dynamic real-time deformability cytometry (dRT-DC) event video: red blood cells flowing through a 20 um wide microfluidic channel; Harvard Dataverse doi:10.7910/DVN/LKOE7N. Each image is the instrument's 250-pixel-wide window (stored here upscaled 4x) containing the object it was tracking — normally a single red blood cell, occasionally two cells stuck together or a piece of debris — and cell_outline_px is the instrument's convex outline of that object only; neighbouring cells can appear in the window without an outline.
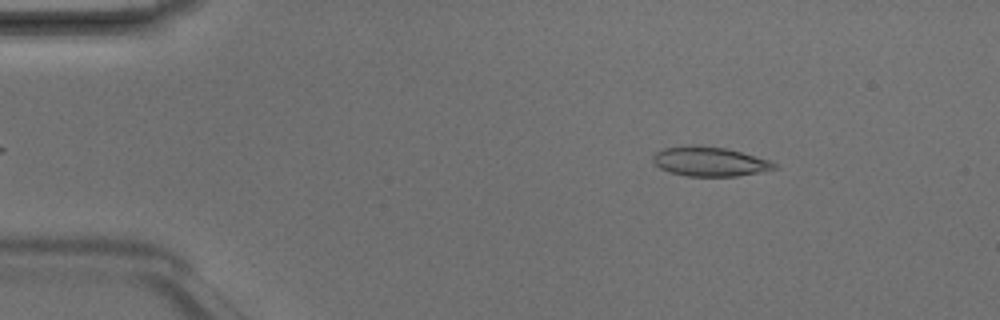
{"species": "Egyptian fruit bat (a non-hibernating species)", "species_latin": "Rousettus aegyptiacus", "temperature_condition": "room temperature", "stored_images_in_passage": 3, "camera_frame_rate_fps": 3000, "um_per_image_px": 0.085, "animal": {"sex": "male"}, "frame": {"image": 1, "passage_image": 1, "time_ms": 0.0, "image_size_px": [1000, 320], "cell_outline_px": [[776, 168], [760, 172], [736, 176], [688, 176], [668, 172], [660, 168], [652, 160], [652, 156], [656, 152], [664, 148], [728, 148], [768, 160], [776, 164]], "centroid_in_image_um": [60.34, 13.78], "position_along_channel_um": 24.7, "area_um2": 19.88}}
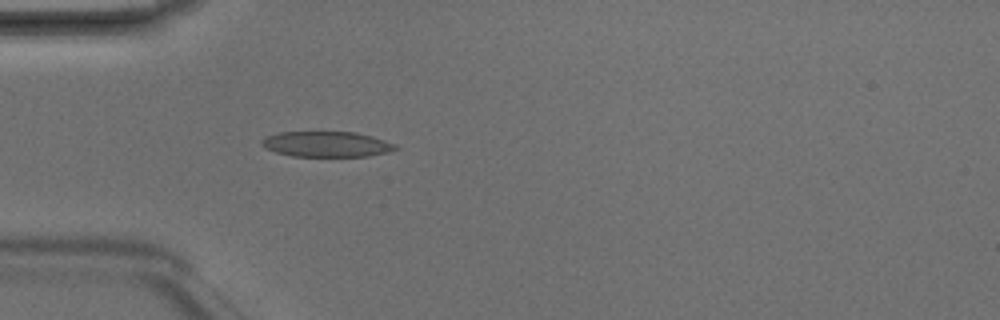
{"frame": {"image": 2, "passage_image": 3, "time_ms": 0.667, "image_size_px": [1000, 320], "cell_outline_px": [[400, 148], [388, 152], [368, 156], [292, 156], [276, 152], [264, 148], [260, 144], [260, 140], [264, 136], [280, 132], [356, 132], [372, 136], [396, 144]], "centroid_in_image_um": [27.74, 12.25], "position_along_channel_um": 57.3, "area_um2": 20.0}}